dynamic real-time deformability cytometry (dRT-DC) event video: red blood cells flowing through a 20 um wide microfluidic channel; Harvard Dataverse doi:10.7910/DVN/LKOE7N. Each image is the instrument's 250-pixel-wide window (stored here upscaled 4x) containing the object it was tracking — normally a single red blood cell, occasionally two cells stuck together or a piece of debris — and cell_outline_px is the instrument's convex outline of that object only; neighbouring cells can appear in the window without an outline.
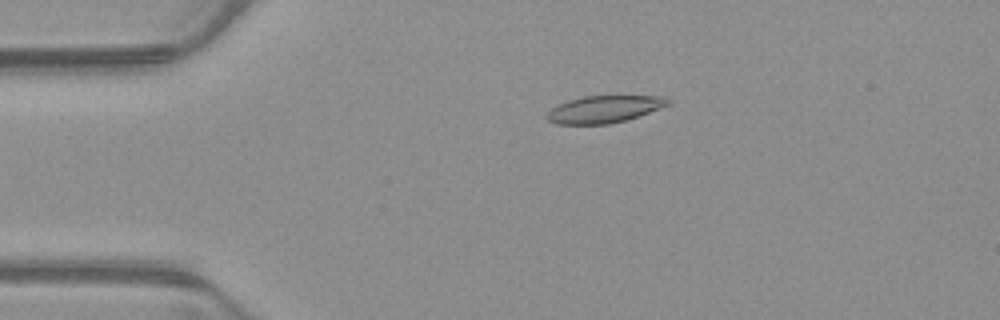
{"species": "common noctule bat (a hibernating species)", "species_latin": "Nyctalus noctula", "temperature_condition": "warm", "stored_images_in_passage": 53, "camera_frame_rate_fps": 3000, "um_per_image_px": 0.085, "animal": {"sex": "male", "body_mass_g": 23.1, "forearm_length_mm": 52.7}, "frame": {"image": 1, "passage_image": 11, "time_ms": 3.333, "image_size_px": [1000, 320], "cell_outline_px": [[672, 104], [628, 120], [608, 124], [556, 124], [548, 120], [544, 116], [552, 108], [568, 100], [584, 96], [660, 96], [672, 100]], "centroid_in_image_um": [51.39, 9.29], "position_along_channel_um": 33.6, "area_um2": 19.25}}
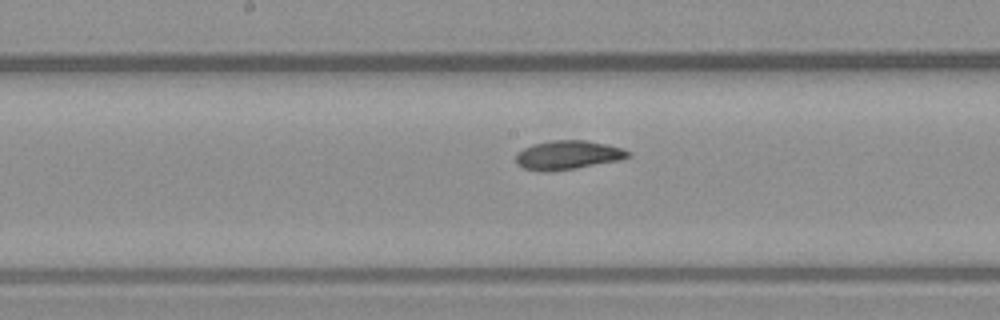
{"frame": {"image": 2, "passage_image": 27, "time_ms": 8.667, "image_size_px": [1000, 320], "cell_outline_px": [[632, 156], [620, 160], [576, 168], [548, 172], [544, 172], [524, 168], [516, 164], [516, 152], [532, 144], [552, 140], [584, 140], [624, 148], [632, 152]], "centroid_in_image_um": [48.28, 13.18], "position_along_channel_um": 199.9, "area_um2": 19.07}}
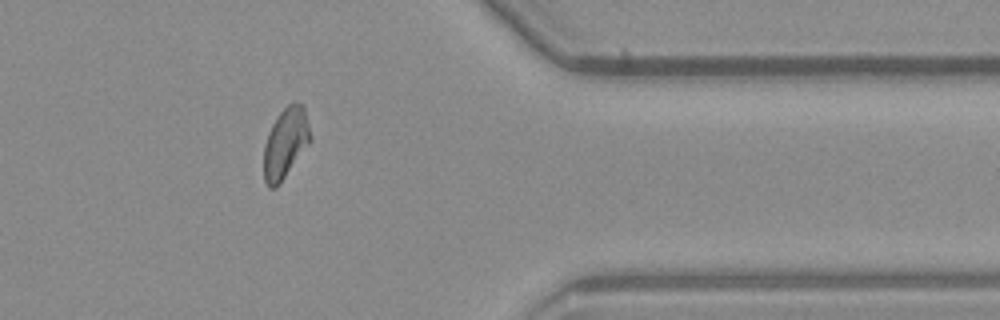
{"frame": {"image": 3, "passage_image": 43, "time_ms": 14.0, "image_size_px": [1000, 320], "cell_outline_px": [[312, 140], [280, 184], [276, 188], [268, 188], [264, 180], [264, 144], [268, 132], [276, 116], [288, 104], [304, 104], [312, 136]], "centroid_in_image_um": [24.27, 12.18], "position_along_channel_um": 387.1, "area_um2": 19.36}, "authors_computed_cell_mechanics": {"area_um2": 19.074, "velocity_mm_per_s": 3.8772, "shape_relaxation_time_tau1_ms": 7.184, "shape_relaxation_time_tau2_ms": 3.0091, "deformation_change_tau1": 0.1772, "deformation_change_tau2": 0.0895}}